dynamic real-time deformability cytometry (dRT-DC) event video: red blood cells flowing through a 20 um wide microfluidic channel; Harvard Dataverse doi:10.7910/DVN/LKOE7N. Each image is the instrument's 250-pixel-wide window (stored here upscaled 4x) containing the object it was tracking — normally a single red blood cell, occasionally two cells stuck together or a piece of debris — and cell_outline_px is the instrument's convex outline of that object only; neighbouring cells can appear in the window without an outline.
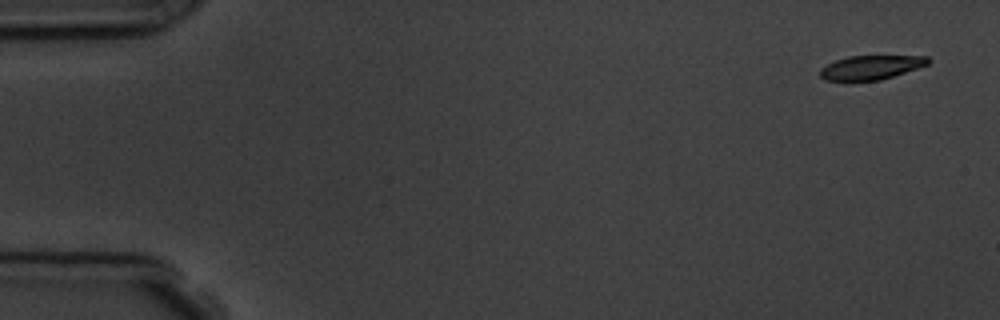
{"species": "common noctule bat (a hibernating species)", "species_latin": "Nyctalus noctula", "temperature_condition": "room temperature", "stored_images_in_passage": 5, "camera_frame_rate_fps": 3000, "um_per_image_px": 0.085, "animal": {"sex": "male", "body_mass_g": 19.5, "forearm_length_mm": 54.6}, "frame": {"image": 1, "passage_image": 1, "time_ms": 0.0, "image_size_px": [1000, 320], "cell_outline_px": [[932, 60], [928, 64], [880, 80], [848, 84], [844, 84], [824, 80], [820, 76], [820, 68], [836, 60], [848, 56], [928, 56]], "centroid_in_image_um": [73.93, 5.78], "position_along_channel_um": 11.1, "area_um2": 15.78}}
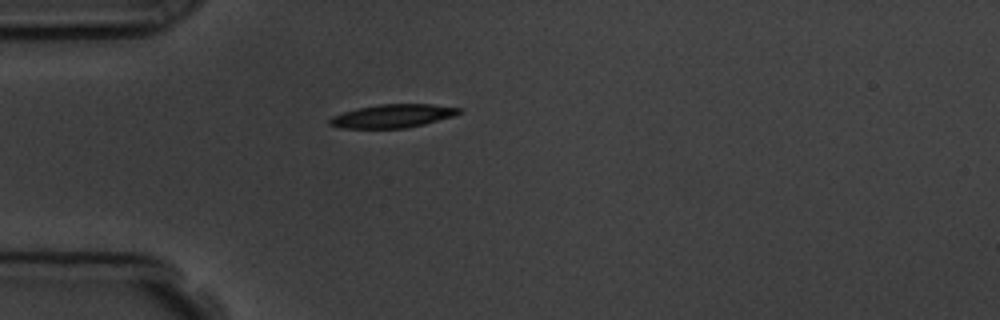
{"frame": {"image": 2, "passage_image": 5, "time_ms": 4.333, "image_size_px": [1000, 320], "cell_outline_px": [[464, 112], [452, 116], [424, 124], [404, 128], [340, 128], [328, 124], [328, 120], [332, 116], [344, 112], [360, 108], [380, 104], [432, 104], [460, 108]], "centroid_in_image_um": [33.37, 9.86], "position_along_channel_um": 51.6, "area_um2": 17.46}}